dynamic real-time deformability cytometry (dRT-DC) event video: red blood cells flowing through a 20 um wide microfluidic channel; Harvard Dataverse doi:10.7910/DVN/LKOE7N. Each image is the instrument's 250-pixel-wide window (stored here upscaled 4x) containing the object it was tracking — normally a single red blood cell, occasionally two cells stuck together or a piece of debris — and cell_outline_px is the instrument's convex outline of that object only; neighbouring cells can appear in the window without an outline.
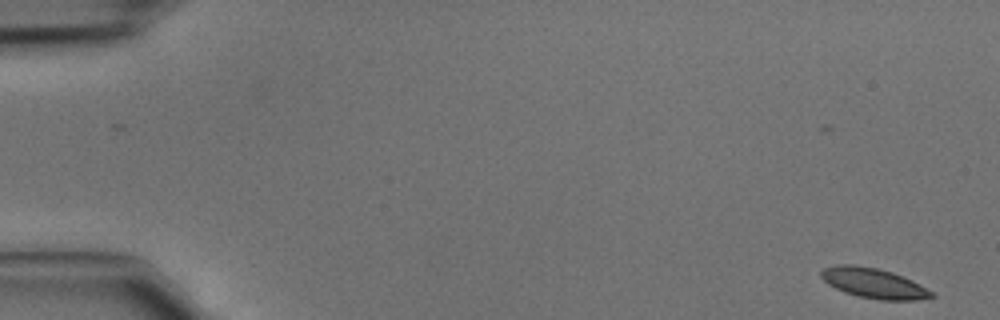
{"species": "common noctule bat (a hibernating species)", "species_latin": "Nyctalus noctula", "temperature_condition": "cold", "stored_images_in_passage": 45, "camera_frame_rate_fps": 3000, "um_per_image_px": 0.085, "animal": {"sex": "male", "body_mass_g": 15.6}, "frame": {"image": 1, "passage_image": 1, "time_ms": 0.0, "image_size_px": [1000, 320], "cell_outline_px": [[936, 296], [916, 300], [880, 300], [860, 296], [844, 292], [828, 284], [820, 276], [820, 272], [824, 268], [836, 264], [852, 264], [876, 268], [892, 272], [912, 280], [932, 292]], "centroid_in_image_um": [74.24, 24.06], "position_along_channel_um": 10.8, "area_um2": 19.19}}
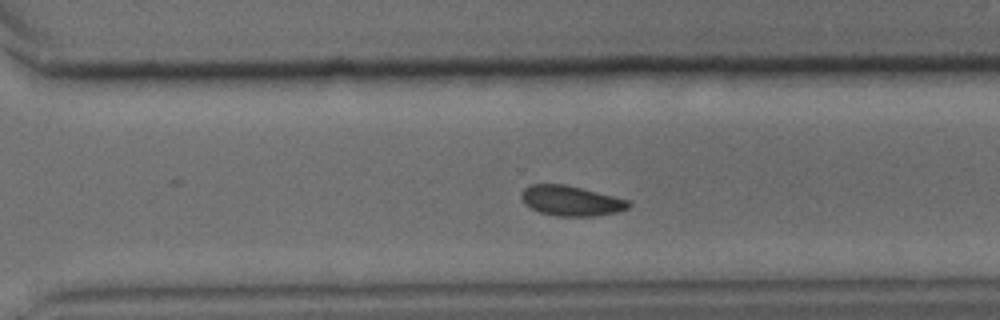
{"frame": {"image": 2, "passage_image": 32, "time_ms": 10.333, "image_size_px": [1000, 320], "cell_outline_px": [[632, 204], [628, 208], [616, 212], [592, 216], [556, 216], [540, 212], [524, 204], [520, 196], [520, 192], [528, 184], [564, 184], [628, 200]], "centroid_in_image_um": [48.48, 17.06], "position_along_channel_um": 322.1, "area_um2": 18.67}}
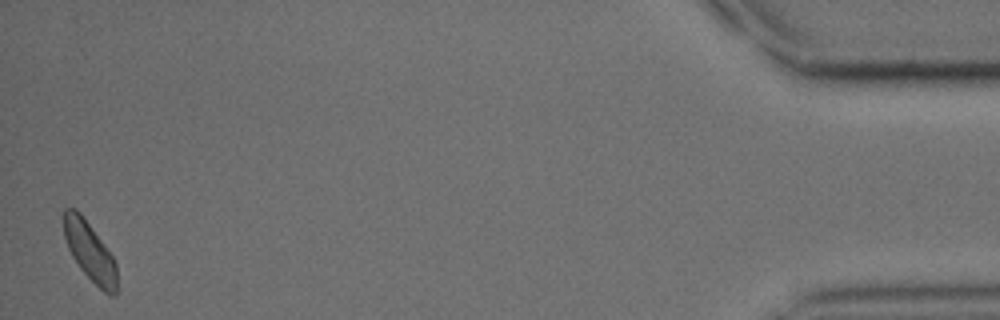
{"frame": {"image": 3, "passage_image": 45, "time_ms": 14.667, "image_size_px": [1000, 320], "cell_outline_px": [[116, 296], [108, 296], [80, 268], [72, 256], [68, 248], [64, 236], [64, 208], [76, 208], [84, 216], [112, 256], [116, 264]], "centroid_in_image_um": [7.62, 21.36], "position_along_channel_um": 427.6, "area_um2": 18.03}}